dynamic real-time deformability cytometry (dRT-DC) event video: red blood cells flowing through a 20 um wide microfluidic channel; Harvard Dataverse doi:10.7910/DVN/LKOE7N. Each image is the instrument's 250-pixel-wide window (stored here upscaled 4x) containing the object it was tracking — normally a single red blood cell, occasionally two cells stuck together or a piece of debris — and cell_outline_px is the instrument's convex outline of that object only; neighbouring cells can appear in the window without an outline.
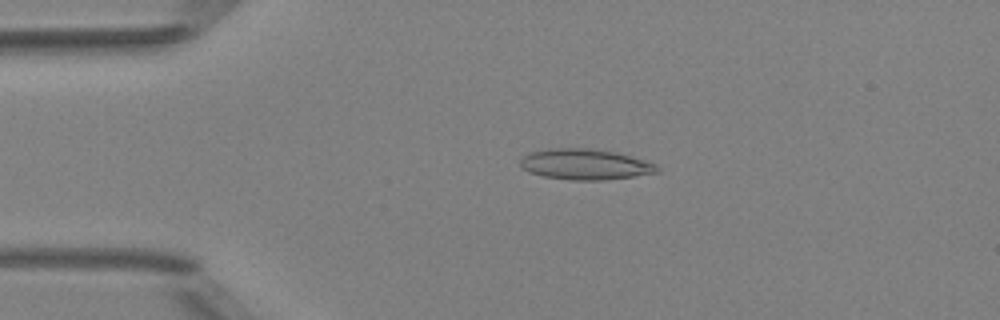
{"species": "Egyptian fruit bat (a non-hibernating species)", "species_latin": "Rousettus aegyptiacus", "temperature_condition": "room temperature", "stored_images_in_passage": 5, "camera_frame_rate_fps": 3000, "um_per_image_px": 0.085, "animal": {"sex": "female"}, "frame": {"image": 1, "passage_image": 4, "time_ms": 3.333, "image_size_px": [1000, 320], "cell_outline_px": [[660, 172], [604, 180], [572, 180], [544, 176], [528, 172], [520, 168], [520, 160], [528, 152], [548, 148], [588, 148], [616, 152], [644, 160], [656, 164], [660, 168]], "centroid_in_image_um": [49.7, 13.96], "position_along_channel_um": 35.3, "area_um2": 24.57}}